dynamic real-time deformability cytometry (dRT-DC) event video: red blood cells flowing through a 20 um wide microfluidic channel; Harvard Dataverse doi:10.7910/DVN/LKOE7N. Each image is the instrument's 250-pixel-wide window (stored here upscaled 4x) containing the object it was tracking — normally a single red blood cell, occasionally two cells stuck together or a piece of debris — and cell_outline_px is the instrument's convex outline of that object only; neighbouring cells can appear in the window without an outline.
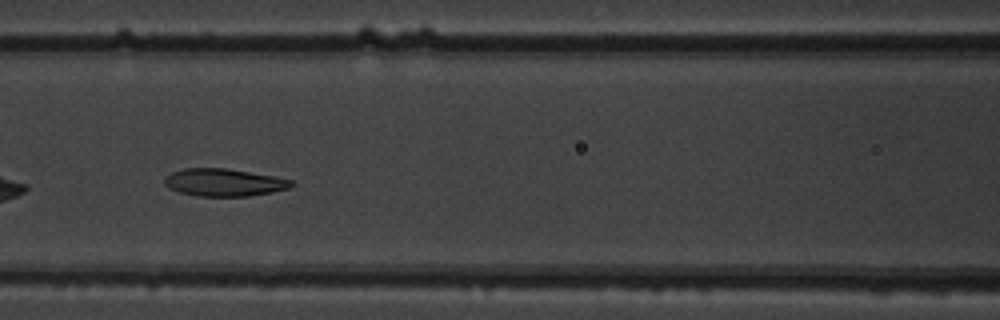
{"species": "common noctule bat (a hibernating species)", "species_latin": "Nyctalus noctula", "temperature_condition": "warm", "stored_images_in_passage": 37, "camera_frame_rate_fps": 3000, "um_per_image_px": 0.085, "animal": {"sex": "male", "body_mass_g": 19.5, "forearm_length_mm": 54.6}, "frame": {"image": 1, "passage_image": 8, "time_ms": 2.333, "image_size_px": [1000, 320], "cell_outline_px": [[296, 184], [292, 188], [272, 192], [248, 196], [196, 196], [180, 192], [168, 188], [164, 184], [164, 180], [172, 172], [184, 168], [228, 168], [276, 176], [292, 180]], "centroid_in_image_um": [19.09, 15.5], "position_along_channel_um": 147.5, "area_um2": 20.58}}
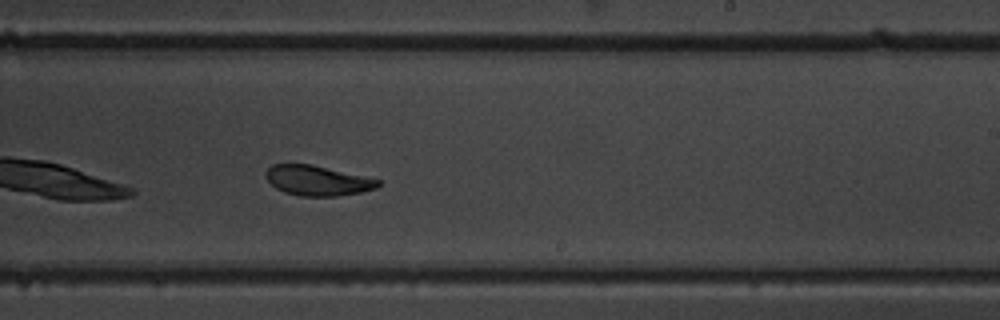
{"frame": {"image": 2, "passage_image": 17, "time_ms": 5.333, "image_size_px": [1000, 320], "cell_outline_px": [[380, 184], [376, 188], [360, 192], [336, 196], [300, 196], [284, 192], [276, 188], [264, 176], [264, 172], [272, 164], [312, 164], [364, 176], [380, 180]], "centroid_in_image_um": [26.95, 15.34], "position_along_channel_um": 262.1, "area_um2": 19.59}}
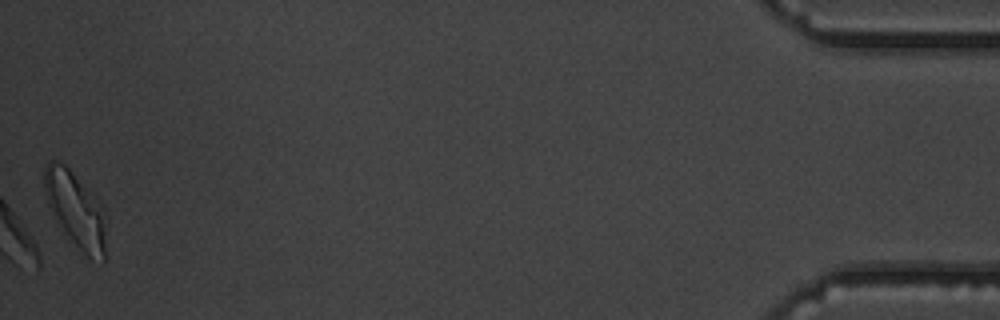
{"frame": {"image": 3, "passage_image": 37, "time_ms": 12.0, "image_size_px": [1000, 320], "cell_outline_px": [[104, 260], [92, 260], [80, 256], [60, 232], [52, 216], [48, 204], [44, 188], [44, 168], [52, 160], [64, 164], [72, 172], [104, 208]], "centroid_in_image_um": [6.38, 17.95], "position_along_channel_um": 428.8, "area_um2": 27.69}, "authors_computed_cell_mechanics": {"area_um2": 20.5768, "velocity_mm_per_s": 3.8328, "shape_relaxation_time_tau1_ms": 3.2304, "shape_relaxation_time_tau2_ms": 2.433, "deformation_change_tau1": 0.1446, "deformation_change_tau2": 0.0972}}